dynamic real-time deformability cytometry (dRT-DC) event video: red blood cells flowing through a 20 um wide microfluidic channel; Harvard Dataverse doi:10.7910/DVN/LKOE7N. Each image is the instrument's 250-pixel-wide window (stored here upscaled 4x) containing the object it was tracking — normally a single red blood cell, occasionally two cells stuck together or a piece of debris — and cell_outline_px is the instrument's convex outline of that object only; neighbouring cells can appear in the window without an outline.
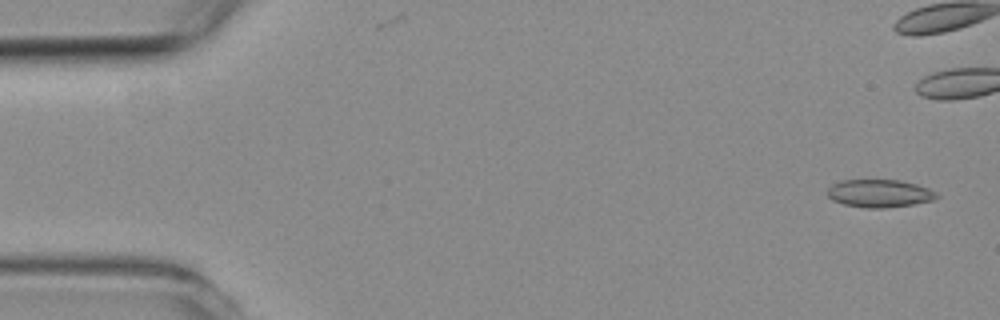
{"species": "common noctule bat (a hibernating species)", "species_latin": "Nyctalus noctula", "temperature_condition": "room temperature", "stored_images_in_passage": 10, "camera_frame_rate_fps": 3000, "um_per_image_px": 0.085, "animal": {"sex": "female", "body_mass_g": 19.3, "forearm_length_mm": 54.1}, "frame": {"image": 1, "passage_image": 1, "time_ms": 0.0, "image_size_px": [1000, 320], "cell_outline_px": [[940, 196], [932, 200], [912, 204], [884, 208], [868, 208], [844, 204], [832, 200], [828, 196], [828, 188], [832, 184], [840, 180], [900, 180], [916, 184], [928, 188], [936, 192]], "centroid_in_image_um": [74.75, 16.43], "position_along_channel_um": 10.3, "area_um2": 17.63}}
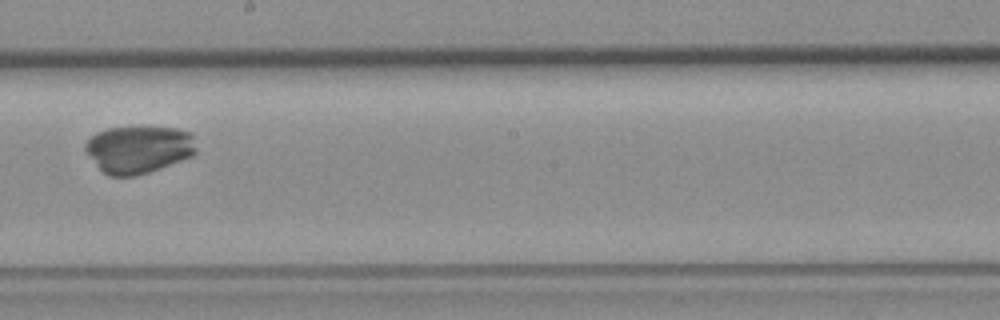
{"frame": {"image": 2, "passage_image": 9, "time_ms": 10.333, "image_size_px": [1000, 320], "cell_outline_px": [[196, 152], [192, 156], [160, 168], [148, 172], [132, 176], [108, 176], [100, 168], [84, 148], [84, 144], [96, 132], [108, 128], [180, 128], [188, 132], [192, 136], [196, 148]], "centroid_in_image_um": [11.79, 12.7], "position_along_channel_um": 236.4, "area_um2": 30.17}}
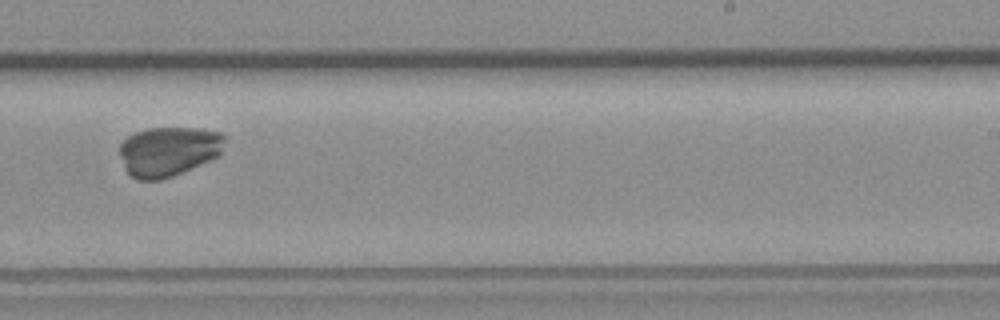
{"frame": {"image": 3, "passage_image": 10, "time_ms": 11.333, "image_size_px": [1000, 320], "cell_outline_px": [[228, 136], [220, 156], [172, 176], [160, 180], [136, 180], [124, 168], [120, 152], [120, 144], [128, 136], [136, 132], [148, 128], [200, 128], [220, 132]], "centroid_in_image_um": [14.37, 12.85], "position_along_channel_um": 274.6, "area_um2": 30.63}}